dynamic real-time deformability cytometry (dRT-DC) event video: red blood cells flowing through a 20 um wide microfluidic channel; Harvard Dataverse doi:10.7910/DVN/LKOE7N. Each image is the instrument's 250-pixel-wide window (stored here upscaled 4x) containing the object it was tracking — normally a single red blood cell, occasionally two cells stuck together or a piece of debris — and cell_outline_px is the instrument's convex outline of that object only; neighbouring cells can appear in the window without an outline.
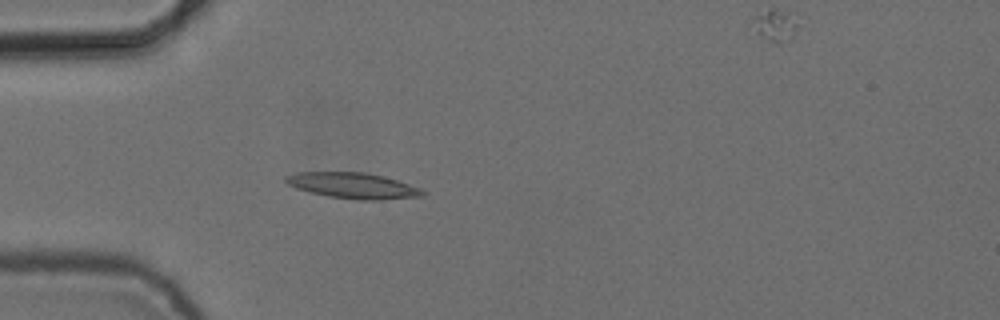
{"species": "common noctule bat (a hibernating species)", "species_latin": "Nyctalus noctula", "temperature_condition": "cold", "stored_images_in_passage": 5, "camera_frame_rate_fps": 3000, "um_per_image_px": 0.085, "animal": {"sex": "female", "body_mass_g": 24.6, "forearm_length_mm": 56.2}, "frame": {"image": 1, "passage_image": 4, "time_ms": 1.0, "image_size_px": [1000, 320], "cell_outline_px": [[428, 192], [424, 196], [380, 200], [360, 200], [328, 196], [308, 192], [296, 188], [288, 184], [284, 180], [284, 176], [296, 172], [364, 172], [396, 180], [420, 188]], "centroid_in_image_um": [29.99, 15.78], "position_along_channel_um": 55.0, "area_um2": 20.58}}